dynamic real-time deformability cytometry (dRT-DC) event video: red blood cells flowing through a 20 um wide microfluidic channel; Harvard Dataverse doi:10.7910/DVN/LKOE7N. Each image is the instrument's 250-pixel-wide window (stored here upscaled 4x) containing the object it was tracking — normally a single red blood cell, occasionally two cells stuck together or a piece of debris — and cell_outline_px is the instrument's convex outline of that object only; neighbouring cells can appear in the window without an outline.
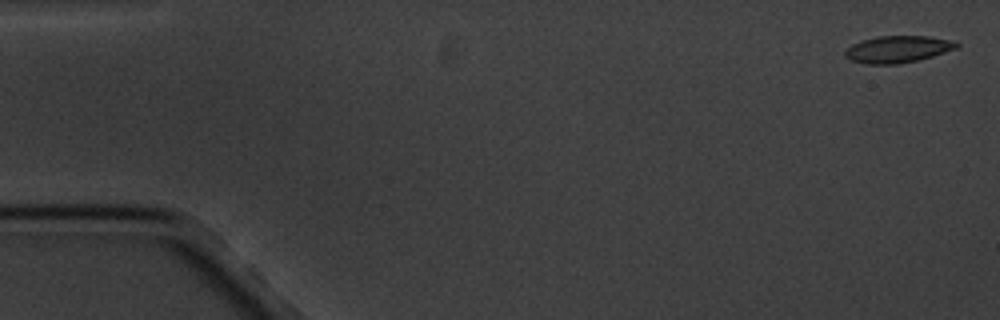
{"species": "common noctule bat (a hibernating species)", "species_latin": "Nyctalus noctula", "temperature_condition": "cold", "stored_images_in_passage": 17, "camera_frame_rate_fps": 3000, "um_per_image_px": 0.085, "animal": {"sex": "male", "body_mass_g": 20.1, "forearm_length_mm": 53.5}, "frame": {"image": 1, "passage_image": 1, "time_ms": 0.0, "image_size_px": [1000, 320], "cell_outline_px": [[960, 44], [956, 48], [932, 56], [916, 60], [896, 64], [868, 64], [852, 60], [844, 56], [844, 52], [852, 44], [860, 40], [876, 36], [928, 36], [956, 40]], "centroid_in_image_um": [76.31, 4.16], "position_along_channel_um": 8.7, "area_um2": 17.46}}
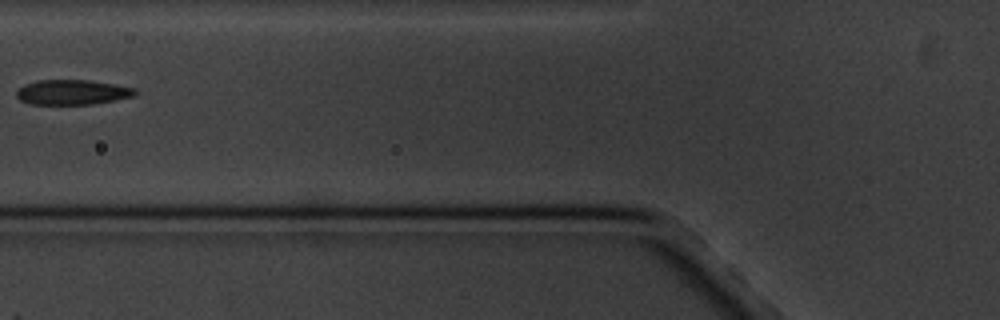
{"frame": {"image": 2, "passage_image": 7, "time_ms": 7.0, "image_size_px": [1000, 320], "cell_outline_px": [[136, 96], [92, 104], [32, 104], [20, 100], [16, 96], [16, 92], [24, 84], [36, 80], [92, 80], [116, 84], [136, 88]], "centroid_in_image_um": [6.17, 7.83], "position_along_channel_um": 119.6, "area_um2": 17.34}}
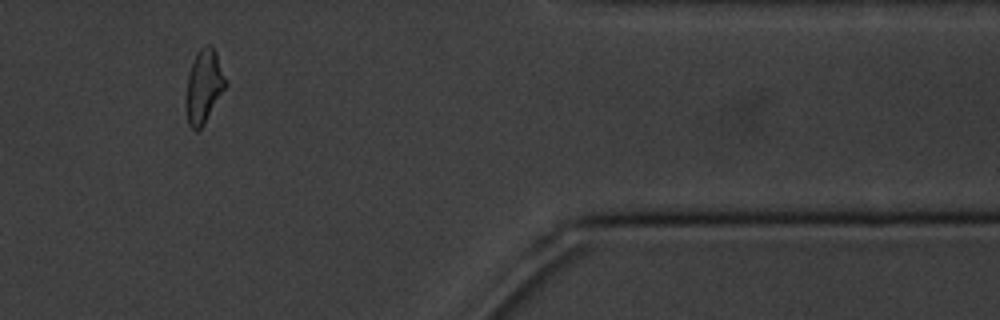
{"frame": {"image": 3, "passage_image": 15, "time_ms": 16.0, "image_size_px": [1000, 320], "cell_outline_px": [[228, 84], [204, 124], [196, 132], [188, 124], [188, 76], [196, 52], [200, 48], [208, 44], [216, 52]], "centroid_in_image_um": [17.38, 7.32], "position_along_channel_um": 394.0, "area_um2": 16.36}, "authors_computed_cell_mechanics": {"area_um2": 17.4556, "velocity_mm_per_s": 3.3736, "shape_relaxation_time_tau1_ms": 4.7426, "shape_relaxation_time_tau2_ms": 3.8334, "deformation_change_tau1": 0.131, "deformation_change_tau2": 0.0887}}